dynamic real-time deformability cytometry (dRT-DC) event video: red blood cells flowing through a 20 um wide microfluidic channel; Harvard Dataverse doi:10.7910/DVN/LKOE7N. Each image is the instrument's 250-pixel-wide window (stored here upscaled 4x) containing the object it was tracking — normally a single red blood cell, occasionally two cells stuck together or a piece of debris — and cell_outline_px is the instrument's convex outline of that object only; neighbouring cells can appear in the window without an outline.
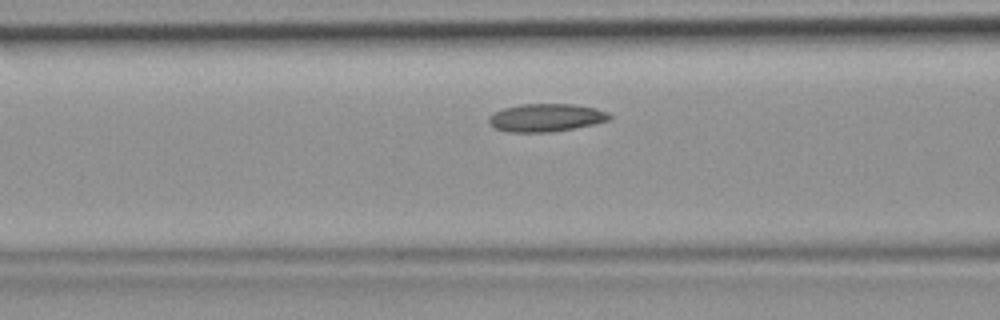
{"species": "common noctule bat (a hibernating species)", "species_latin": "Nyctalus noctula", "temperature_condition": "room temperature", "stored_images_in_passage": 39, "camera_frame_rate_fps": 3000, "um_per_image_px": 0.085, "animal": {"sex": "female", "body_mass_g": 19.9}, "frame": {"image": 1, "passage_image": 11, "time_ms": 3.333, "image_size_px": [1000, 320], "cell_outline_px": [[612, 116], [608, 120], [592, 124], [552, 132], [508, 132], [496, 128], [488, 120], [488, 116], [504, 108], [520, 104], [572, 104], [596, 108], [608, 112]], "centroid_in_image_um": [46.41, 9.99], "position_along_channel_um": 120.2, "area_um2": 19.42}}
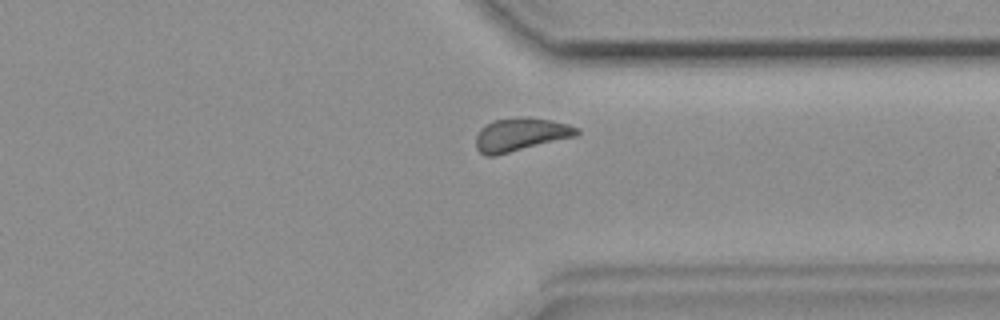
{"frame": {"image": 2, "passage_image": 28, "time_ms": 9.0, "image_size_px": [1000, 320], "cell_outline_px": [[580, 132], [576, 136], [492, 156], [484, 156], [476, 148], [476, 136], [480, 128], [484, 124], [492, 120], [516, 116], [524, 116], [552, 120], [568, 124], [580, 128]], "centroid_in_image_um": [44.23, 11.4], "position_along_channel_um": 367.2, "area_um2": 19.71}}
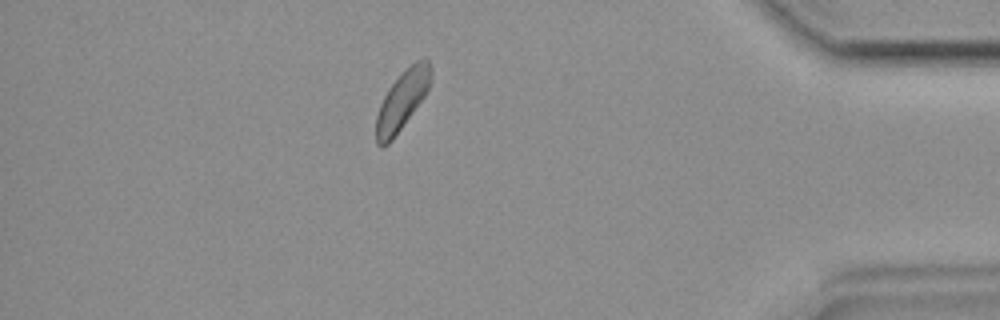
{"frame": {"image": 3, "passage_image": 33, "time_ms": 10.667, "image_size_px": [1000, 320], "cell_outline_px": [[432, 72], [428, 88], [424, 96], [392, 140], [384, 148], [380, 148], [376, 144], [376, 116], [380, 104], [388, 88], [404, 68], [416, 60], [424, 56], [428, 60], [432, 68]], "centroid_in_image_um": [34.17, 8.49], "position_along_channel_um": 401.0, "area_um2": 18.9}}